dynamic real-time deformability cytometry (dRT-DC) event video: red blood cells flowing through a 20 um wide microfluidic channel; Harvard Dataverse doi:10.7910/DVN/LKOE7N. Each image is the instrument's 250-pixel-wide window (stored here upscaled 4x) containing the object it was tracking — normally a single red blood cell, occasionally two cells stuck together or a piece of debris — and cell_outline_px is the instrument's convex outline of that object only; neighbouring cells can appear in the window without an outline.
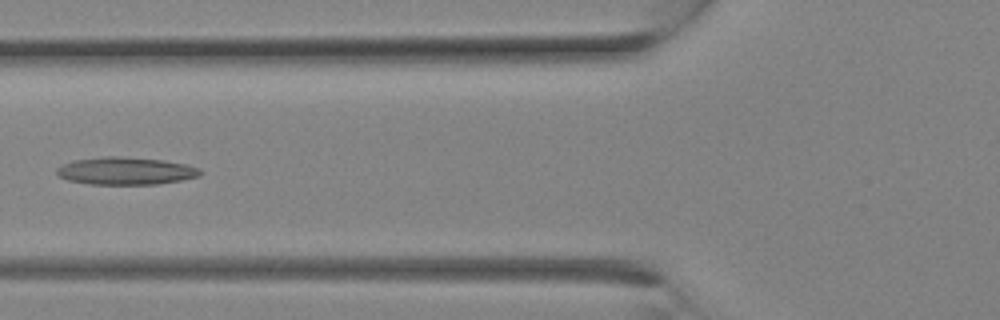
{"species": "Egyptian fruit bat (a non-hibernating species)", "species_latin": "Rousettus aegyptiacus", "temperature_condition": "room temperature", "stored_images_in_passage": 5, "camera_frame_rate_fps": 3000, "um_per_image_px": 0.085, "animal": {"sex": "female"}, "frame": {"image": 1, "passage_image": 4, "time_ms": 1.0, "image_size_px": [1000, 320], "cell_outline_px": [[204, 172], [200, 176], [180, 180], [156, 184], [88, 184], [68, 180], [60, 176], [56, 172], [56, 168], [64, 164], [76, 160], [104, 156], [116, 156], [164, 160], [188, 164], [200, 168]], "centroid_in_image_um": [10.74, 14.52], "position_along_channel_um": 115.1, "area_um2": 23.0}}